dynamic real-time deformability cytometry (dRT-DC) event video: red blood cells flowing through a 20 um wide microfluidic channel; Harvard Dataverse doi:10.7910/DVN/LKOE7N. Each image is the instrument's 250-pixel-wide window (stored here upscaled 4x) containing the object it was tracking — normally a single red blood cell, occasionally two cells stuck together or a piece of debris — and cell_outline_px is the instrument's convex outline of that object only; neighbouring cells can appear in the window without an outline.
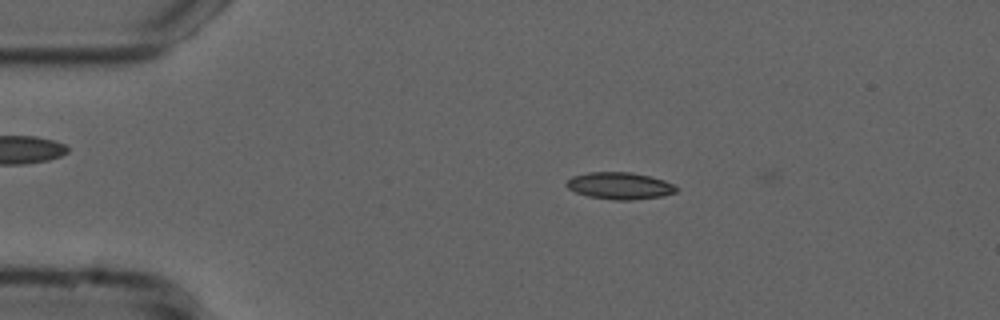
{"species": "common noctule bat (a hibernating species)", "species_latin": "Nyctalus noctula", "temperature_condition": "cold", "stored_images_in_passage": 3, "camera_frame_rate_fps": 3000, "um_per_image_px": 0.085, "animal": {"sex": "male", "forearm_length_mm": 52.5}, "frame": {"image": 1, "passage_image": 1, "time_ms": 0.0, "image_size_px": [1000, 320], "cell_outline_px": [[680, 188], [676, 192], [664, 196], [632, 200], [612, 200], [588, 196], [576, 192], [568, 188], [564, 184], [572, 176], [588, 172], [632, 172], [664, 180]], "centroid_in_image_um": [52.68, 15.79], "position_along_channel_um": 32.3, "area_um2": 17.34}}